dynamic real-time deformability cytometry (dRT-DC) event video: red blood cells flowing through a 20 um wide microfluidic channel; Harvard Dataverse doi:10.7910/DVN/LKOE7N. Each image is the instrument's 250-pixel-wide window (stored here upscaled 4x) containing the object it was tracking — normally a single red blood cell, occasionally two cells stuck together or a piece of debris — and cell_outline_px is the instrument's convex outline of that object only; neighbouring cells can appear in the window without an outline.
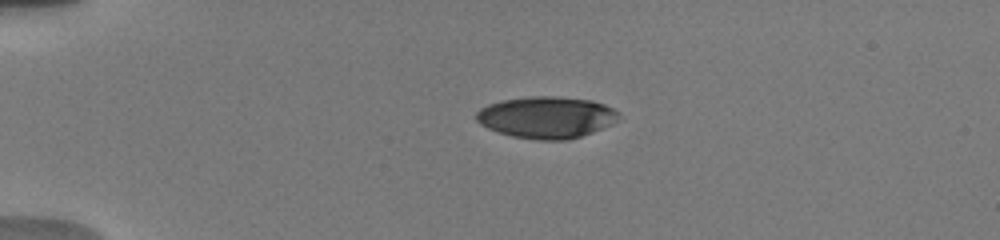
{"species": "human", "species_latin": "Homo sapiens", "temperature_condition": "warm", "stored_images_in_passage": 14, "camera_frame_rate_fps": 3000, "um_per_image_px": 0.085, "donor": {"sex": "male"}, "frame": {"image": 1, "passage_image": 2, "time_ms": 0.333, "image_size_px": [1000, 240], "cell_outline_px": [[620, 112], [616, 120], [612, 124], [592, 132], [568, 140], [540, 140], [512, 136], [496, 132], [480, 124], [476, 120], [476, 112], [480, 108], [488, 104], [504, 100], [532, 96], [556, 96], [592, 100], [604, 104]], "centroid_in_image_um": [46.44, 9.97], "position_along_channel_um": 38.6, "area_um2": 34.62}}
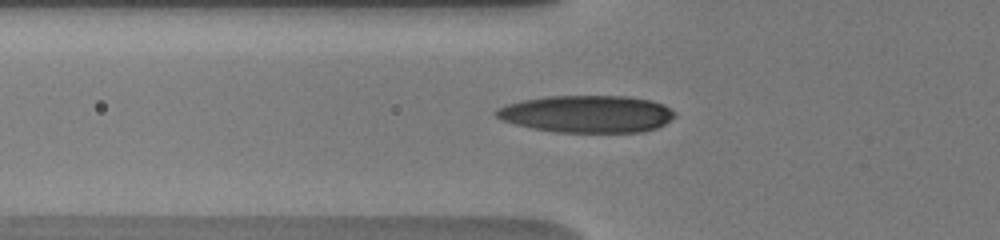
{"frame": {"image": 2, "passage_image": 7, "time_ms": 2.667, "image_size_px": [1000, 240], "cell_outline_px": [[676, 116], [664, 124], [656, 128], [644, 132], [556, 132], [532, 128], [500, 120], [492, 112], [496, 108], [508, 104], [524, 100], [548, 96], [628, 96], [652, 100], [664, 104], [676, 112]], "centroid_in_image_um": [49.91, 9.68], "position_along_channel_um": 75.9, "area_um2": 38.96}}
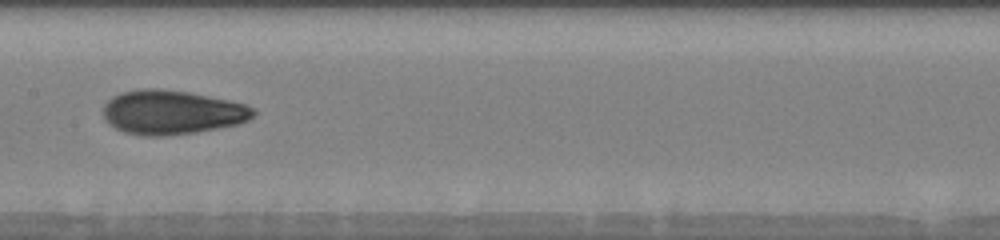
{"frame": {"image": 3, "passage_image": 13, "time_ms": 5.667, "image_size_px": [1000, 240], "cell_outline_px": [[256, 116], [240, 124], [196, 132], [164, 136], [144, 136], [124, 132], [108, 124], [104, 120], [104, 104], [112, 96], [120, 92], [140, 88], [160, 88], [188, 92], [228, 100], [244, 104], [256, 108]], "centroid_in_image_um": [14.61, 9.54], "position_along_channel_um": 192.8, "area_um2": 39.02}}